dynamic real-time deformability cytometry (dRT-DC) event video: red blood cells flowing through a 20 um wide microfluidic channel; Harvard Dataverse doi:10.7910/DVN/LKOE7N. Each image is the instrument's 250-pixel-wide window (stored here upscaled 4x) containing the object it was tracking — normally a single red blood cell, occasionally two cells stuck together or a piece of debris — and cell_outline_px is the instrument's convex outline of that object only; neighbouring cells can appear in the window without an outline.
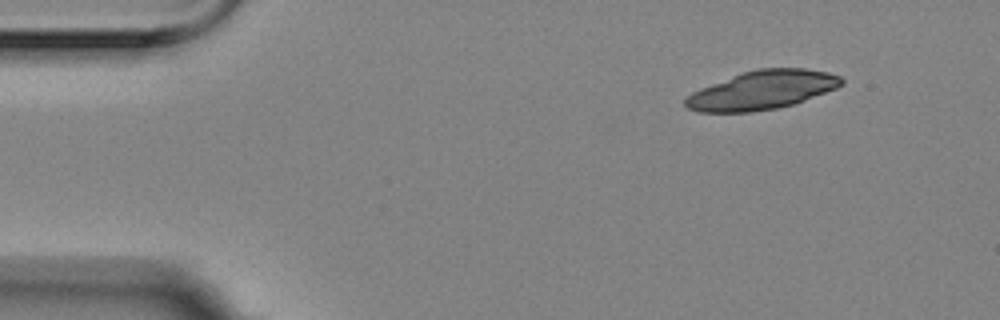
{"species": "Egyptian fruit bat (a non-hibernating species)", "species_latin": "Rousettus aegyptiacus", "temperature_condition": "room temperature", "stored_images_in_passage": 9, "camera_frame_rate_fps": 3000, "um_per_image_px": 0.085, "animal": {"sex": "female"}, "frame": {"image": 1, "passage_image": 1, "time_ms": 0.0, "image_size_px": [1000, 320], "cell_outline_px": [[844, 84], [836, 88], [804, 100], [792, 104], [776, 108], [752, 112], [696, 112], [688, 108], [684, 104], [684, 100], [692, 92], [700, 88], [732, 76], [756, 68], [804, 68], [828, 72], [840, 76], [844, 80]], "centroid_in_image_um": [64.78, 7.66], "position_along_channel_um": 20.2, "area_um2": 35.03}}